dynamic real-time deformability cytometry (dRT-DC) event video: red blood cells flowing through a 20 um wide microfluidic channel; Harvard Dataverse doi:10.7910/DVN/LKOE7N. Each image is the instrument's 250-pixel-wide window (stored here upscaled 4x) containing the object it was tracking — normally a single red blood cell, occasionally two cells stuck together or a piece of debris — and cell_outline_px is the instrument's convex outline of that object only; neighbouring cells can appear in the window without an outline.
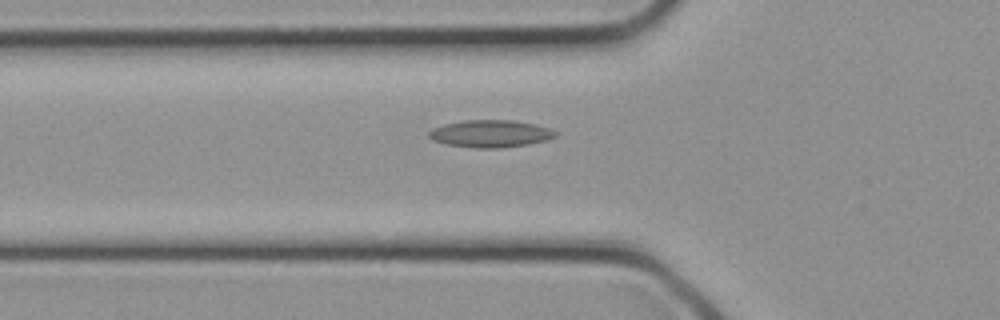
{"species": "common noctule bat (a hibernating species)", "species_latin": "Nyctalus noctula", "temperature_condition": "cold", "stored_images_in_passage": 26, "camera_frame_rate_fps": 3000, "um_per_image_px": 0.085, "animal": {"sex": "female", "body_mass_g": 21.9}, "frame": {"image": 1, "passage_image": 6, "time_ms": 1.667, "image_size_px": [1000, 320], "cell_outline_px": [[560, 132], [556, 136], [548, 140], [528, 144], [500, 148], [476, 148], [448, 144], [432, 140], [428, 136], [428, 132], [432, 128], [444, 124], [464, 120], [512, 120], [536, 124]], "centroid_in_image_um": [41.71, 11.36], "position_along_channel_um": 84.1, "area_um2": 20.23}}
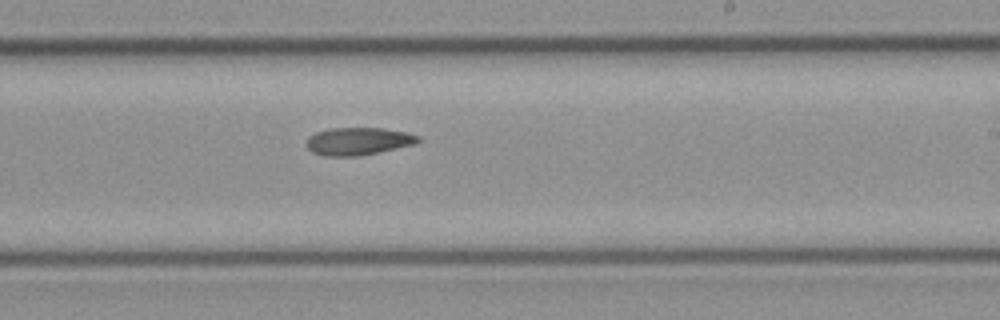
{"frame": {"image": 2, "passage_image": 14, "time_ms": 4.333, "image_size_px": [1000, 320], "cell_outline_px": [[420, 140], [416, 144], [360, 156], [324, 156], [312, 152], [304, 144], [308, 136], [316, 132], [328, 128], [384, 128], [408, 132], [420, 136]], "centroid_in_image_um": [30.44, 12.0], "position_along_channel_um": 258.6, "area_um2": 18.26}}
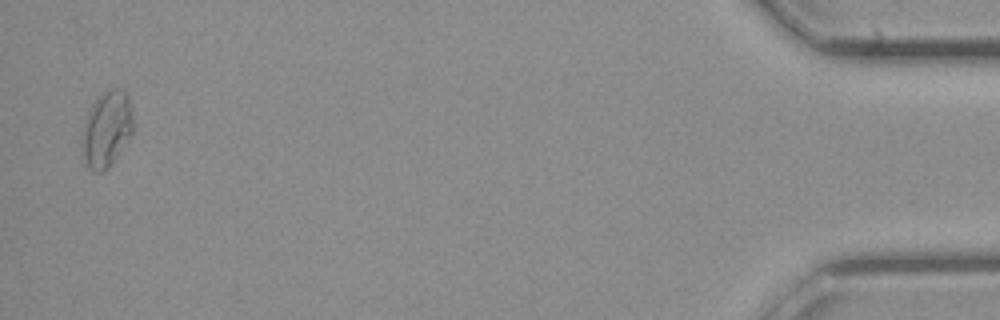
{"frame": {"image": 3, "passage_image": 26, "time_ms": 8.333, "image_size_px": [1000, 320], "cell_outline_px": [[132, 132], [112, 164], [104, 172], [92, 172], [84, 164], [80, 144], [84, 124], [88, 112], [92, 104], [104, 92], [112, 88], [124, 88], [128, 96], [132, 116]], "centroid_in_image_um": [9.03, 11.02], "position_along_channel_um": 426.2, "area_um2": 22.72}}